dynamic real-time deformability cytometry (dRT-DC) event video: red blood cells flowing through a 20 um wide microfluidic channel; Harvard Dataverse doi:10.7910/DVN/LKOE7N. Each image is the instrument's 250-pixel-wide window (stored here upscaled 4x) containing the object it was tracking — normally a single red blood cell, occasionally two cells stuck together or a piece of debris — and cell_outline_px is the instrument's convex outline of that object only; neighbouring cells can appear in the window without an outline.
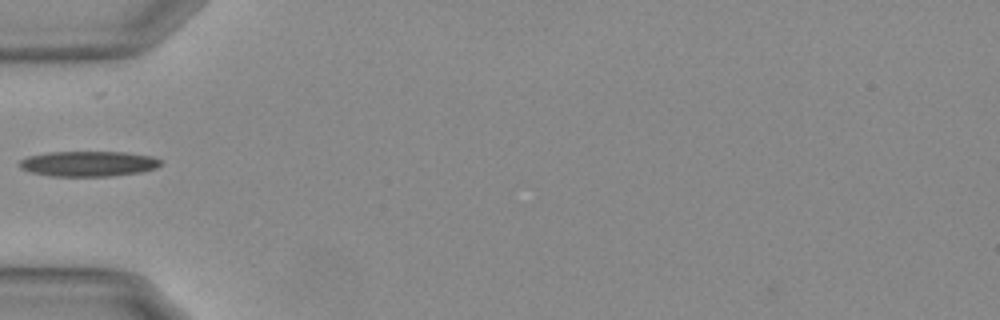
{"species": "Egyptian fruit bat (a non-hibernating species)", "species_latin": "Rousettus aegyptiacus", "temperature_condition": "warm", "stored_images_in_passage": 37, "camera_frame_rate_fps": 3000, "um_per_image_px": 0.085, "animal": {"sex": "female"}, "frame": {"image": 1, "passage_image": 1, "time_ms": 0.0, "image_size_px": [1000, 320], "cell_outline_px": [[160, 164], [156, 168], [140, 172], [108, 176], [52, 176], [32, 172], [20, 168], [20, 160], [28, 156], [48, 152], [124, 152], [152, 156], [160, 160]], "centroid_in_image_um": [7.5, 13.91], "position_along_channel_um": 77.5, "area_um2": 20.63}}
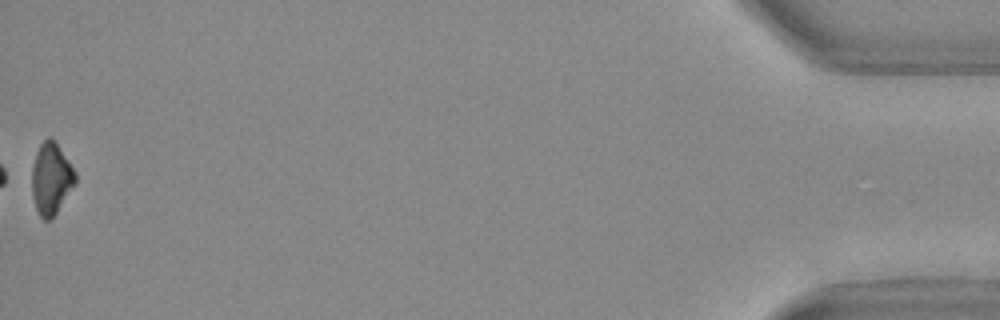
{"frame": {"image": 2, "passage_image": 37, "time_ms": 12.0, "image_size_px": [1000, 320], "cell_outline_px": [[76, 184], [56, 212], [48, 220], [44, 220], [40, 216], [36, 208], [32, 196], [32, 168], [36, 152], [40, 144], [48, 136], [52, 136], [76, 172]], "centroid_in_image_um": [4.35, 15.15], "position_along_channel_um": 430.9, "area_um2": 18.09}}